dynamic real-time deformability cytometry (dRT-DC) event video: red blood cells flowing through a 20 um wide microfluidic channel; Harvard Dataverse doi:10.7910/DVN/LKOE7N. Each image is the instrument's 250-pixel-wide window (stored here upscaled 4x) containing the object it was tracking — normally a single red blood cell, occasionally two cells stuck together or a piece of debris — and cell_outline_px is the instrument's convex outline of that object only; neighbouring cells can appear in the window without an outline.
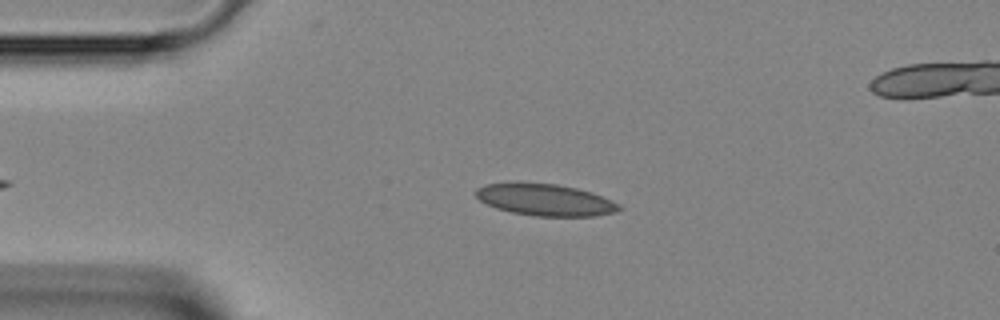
{"species": "Egyptian fruit bat (a non-hibernating species)", "species_latin": "Rousettus aegyptiacus", "temperature_condition": "room temperature", "stored_images_in_passage": 39, "camera_frame_rate_fps": 3000, "um_per_image_px": 0.085, "animal": {"sex": "female"}, "frame": {"image": 1, "passage_image": 9, "time_ms": 2.667, "image_size_px": [1000, 320], "cell_outline_px": [[624, 208], [616, 212], [596, 216], [536, 216], [512, 212], [496, 208], [480, 200], [476, 196], [476, 188], [484, 184], [556, 184], [576, 188], [592, 192], [620, 204]], "centroid_in_image_um": [46.41, 17.01], "position_along_channel_um": 38.6, "area_um2": 26.07}}
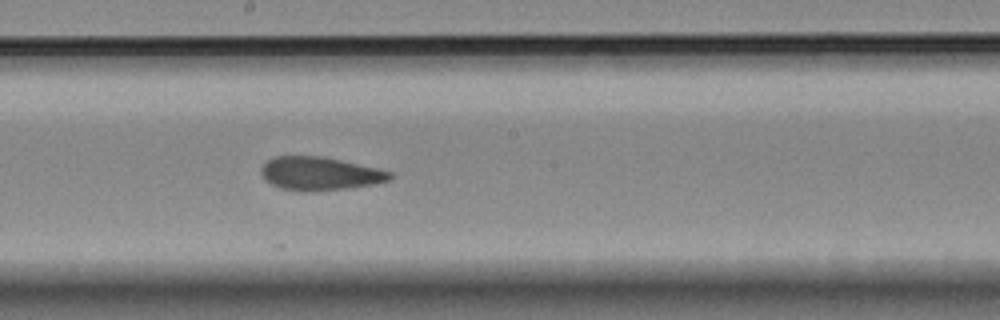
{"frame": {"image": 2, "passage_image": 23, "time_ms": 7.333, "image_size_px": [1000, 320], "cell_outline_px": [[392, 180], [372, 184], [348, 188], [312, 192], [300, 192], [280, 188], [264, 180], [260, 172], [260, 168], [268, 160], [276, 156], [324, 156], [376, 168], [392, 172]], "centroid_in_image_um": [27.16, 14.77], "position_along_channel_um": 221.0, "area_um2": 25.2}}
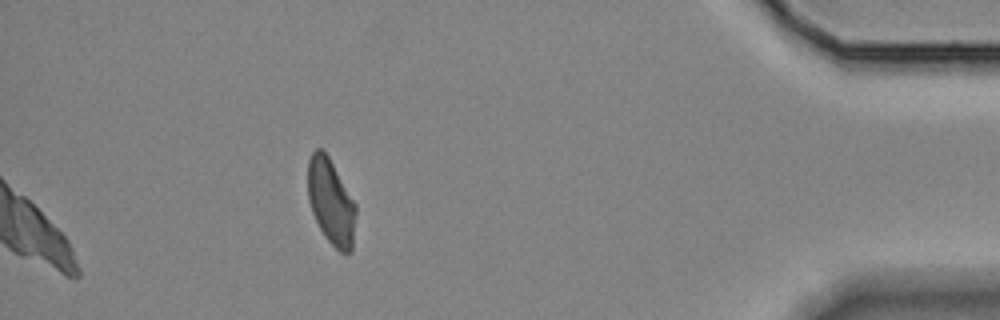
{"frame": {"image": 3, "passage_image": 39, "time_ms": 12.667, "image_size_px": [1000, 320], "cell_outline_px": [[356, 212], [352, 252], [340, 252], [324, 236], [312, 212], [308, 200], [308, 160], [312, 152], [316, 148], [320, 148], [328, 156], [356, 204]], "centroid_in_image_um": [28.13, 17.16], "position_along_channel_um": 407.1, "area_um2": 23.81}}